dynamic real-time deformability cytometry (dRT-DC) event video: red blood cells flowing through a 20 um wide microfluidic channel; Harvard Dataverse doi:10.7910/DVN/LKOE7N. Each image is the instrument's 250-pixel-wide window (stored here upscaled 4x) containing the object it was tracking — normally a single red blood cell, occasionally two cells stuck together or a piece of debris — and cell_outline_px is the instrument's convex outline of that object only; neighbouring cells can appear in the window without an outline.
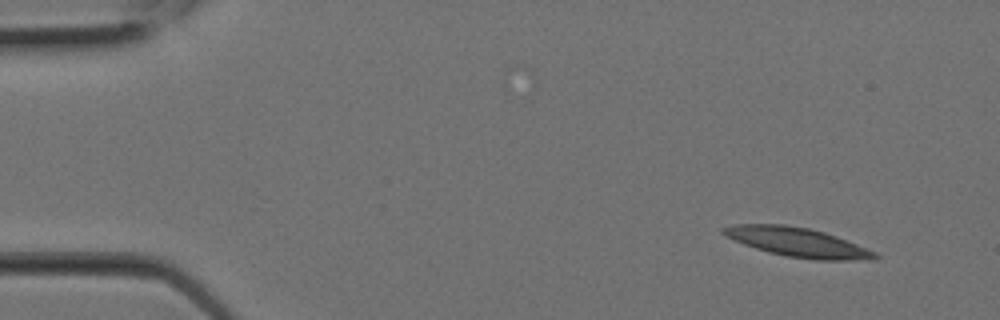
{"species": "Egyptian fruit bat (a non-hibernating species)", "species_latin": "Rousettus aegyptiacus", "temperature_condition": "room temperature", "stored_images_in_passage": 2, "camera_frame_rate_fps": 3000, "um_per_image_px": 0.085, "animal": {"sex": "female"}, "frame": {"image": 1, "passage_image": 2, "time_ms": 0.333, "image_size_px": [1000, 320], "cell_outline_px": [[880, 256], [872, 260], [816, 260], [784, 256], [768, 252], [744, 244], [724, 236], [720, 232], [720, 228], [732, 224], [784, 224], [808, 228], [824, 232], [836, 236], [876, 252]], "centroid_in_image_um": [67.75, 20.59], "position_along_channel_um": 17.2, "area_um2": 25.89}}